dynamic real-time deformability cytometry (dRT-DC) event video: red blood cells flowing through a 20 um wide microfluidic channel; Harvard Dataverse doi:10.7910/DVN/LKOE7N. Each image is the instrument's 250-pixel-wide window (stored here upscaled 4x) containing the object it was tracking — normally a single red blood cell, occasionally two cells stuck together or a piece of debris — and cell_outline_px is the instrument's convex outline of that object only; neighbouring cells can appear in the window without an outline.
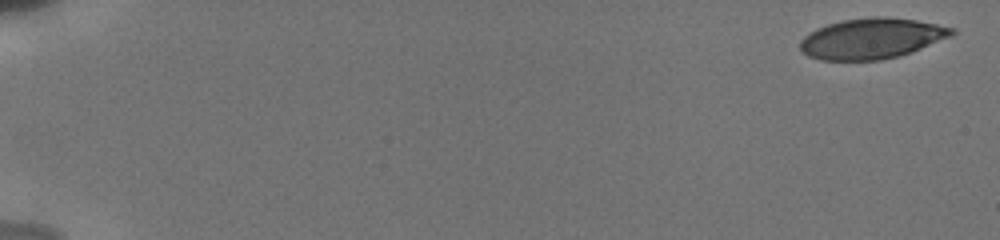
{"species": "human", "species_latin": "Homo sapiens", "temperature_condition": "cold", "stored_images_in_passage": 19, "camera_frame_rate_fps": 3000, "um_per_image_px": 0.085, "donor": {"sex": "male"}, "frame": {"image": 1, "passage_image": 1, "time_ms": 0.0, "image_size_px": [1000, 240], "cell_outline_px": [[956, 32], [952, 36], [912, 52], [880, 60], [820, 60], [808, 56], [800, 48], [800, 40], [808, 32], [816, 28], [828, 24], [844, 20], [872, 16], [888, 16], [916, 20], [956, 28]], "centroid_in_image_um": [74.1, 3.26], "position_along_channel_um": 10.9, "area_um2": 36.01}}
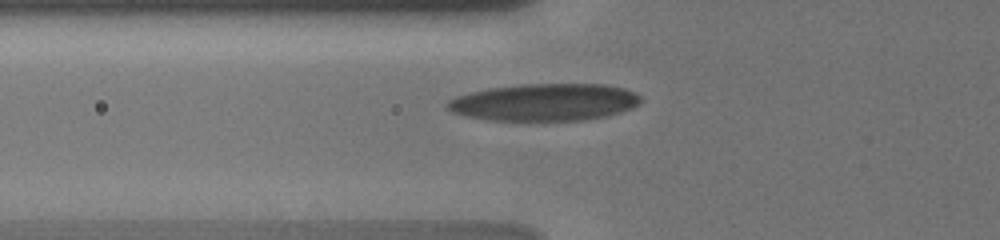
{"frame": {"image": 2, "passage_image": 16, "time_ms": 6.667, "image_size_px": [1000, 240], "cell_outline_px": [[640, 104], [632, 108], [620, 112], [604, 116], [584, 120], [484, 120], [464, 116], [452, 112], [444, 104], [448, 100], [456, 96], [468, 92], [488, 88], [520, 84], [604, 84], [624, 88], [636, 92], [640, 96]], "centroid_in_image_um": [46.25, 8.68], "position_along_channel_um": 79.6, "area_um2": 42.19}}
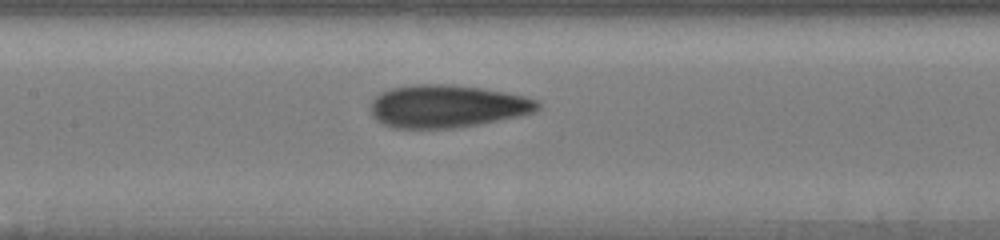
{"frame": {"image": 3, "passage_image": 19, "time_ms": 9.0, "image_size_px": [1000, 240], "cell_outline_px": [[540, 108], [536, 112], [520, 116], [476, 124], [452, 128], [392, 128], [376, 120], [372, 116], [372, 100], [380, 92], [392, 88], [412, 84], [452, 84], [484, 88], [524, 96], [540, 100]], "centroid_in_image_um": [38.02, 9.02], "position_along_channel_um": 169.4, "area_um2": 41.73}}